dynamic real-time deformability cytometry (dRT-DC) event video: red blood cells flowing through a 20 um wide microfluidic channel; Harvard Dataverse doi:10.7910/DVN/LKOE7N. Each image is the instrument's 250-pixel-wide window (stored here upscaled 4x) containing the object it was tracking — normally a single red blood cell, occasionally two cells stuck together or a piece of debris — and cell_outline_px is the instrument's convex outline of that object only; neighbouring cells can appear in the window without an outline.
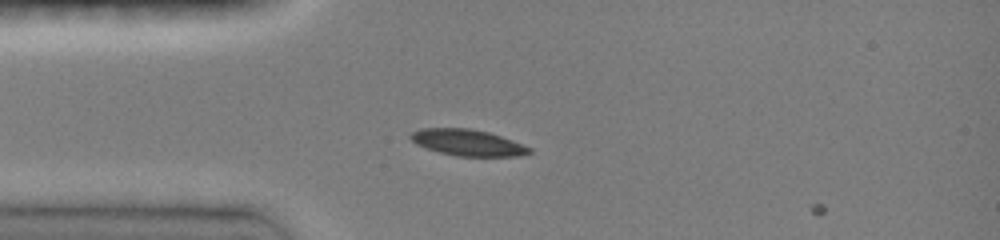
{"species": "common noctule bat (a hibernating species)", "species_latin": "Nyctalus noctula", "temperature_condition": "room temperature", "stored_images_in_passage": 2, "camera_frame_rate_fps": 3000, "um_per_image_px": 0.085, "animal": {"sex": "female", "body_mass_g": 19.0, "forearm_length_mm": 51.5}, "frame": {"image": 1, "passage_image": 1, "time_ms": 0.0, "image_size_px": [1000, 240], "cell_outline_px": [[532, 152], [520, 156], [456, 156], [440, 152], [416, 144], [408, 136], [412, 132], [420, 128], [468, 128], [488, 132], [512, 140], [532, 148]], "centroid_in_image_um": [39.75, 12.12], "position_along_channel_um": 45.2, "area_um2": 18.09}}